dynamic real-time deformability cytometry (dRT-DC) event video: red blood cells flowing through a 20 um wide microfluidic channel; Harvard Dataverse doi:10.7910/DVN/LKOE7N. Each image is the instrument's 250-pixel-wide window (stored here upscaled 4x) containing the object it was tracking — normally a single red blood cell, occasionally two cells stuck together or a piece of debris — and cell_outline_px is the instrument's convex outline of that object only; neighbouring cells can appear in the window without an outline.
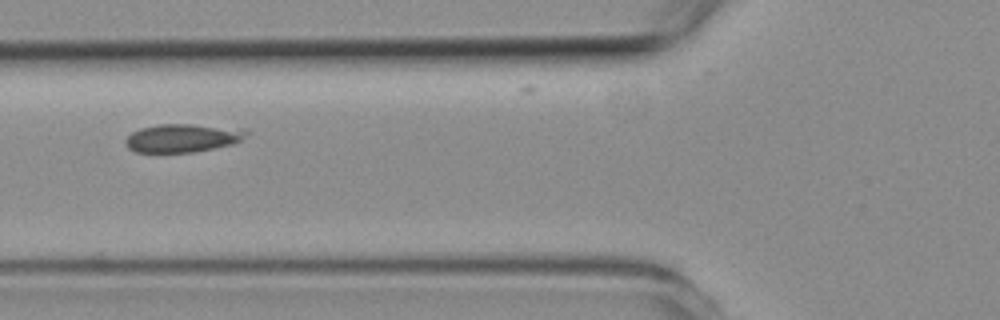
{"species": "common noctule bat (a hibernating species)", "species_latin": "Nyctalus noctula", "temperature_condition": "room temperature", "stored_images_in_passage": 4, "camera_frame_rate_fps": 3000, "um_per_image_px": 0.085, "animal": {"sex": "female", "body_mass_g": 19.3, "forearm_length_mm": 54.1}, "frame": {"image": 1, "passage_image": 4, "time_ms": 3.333, "image_size_px": [1000, 320], "cell_outline_px": [[248, 132], [240, 140], [232, 144], [192, 152], [136, 152], [128, 148], [124, 140], [132, 132], [140, 128], [160, 124], [192, 124], [248, 128]], "centroid_in_image_um": [15.53, 11.71], "position_along_channel_um": 110.3, "area_um2": 19.94}}